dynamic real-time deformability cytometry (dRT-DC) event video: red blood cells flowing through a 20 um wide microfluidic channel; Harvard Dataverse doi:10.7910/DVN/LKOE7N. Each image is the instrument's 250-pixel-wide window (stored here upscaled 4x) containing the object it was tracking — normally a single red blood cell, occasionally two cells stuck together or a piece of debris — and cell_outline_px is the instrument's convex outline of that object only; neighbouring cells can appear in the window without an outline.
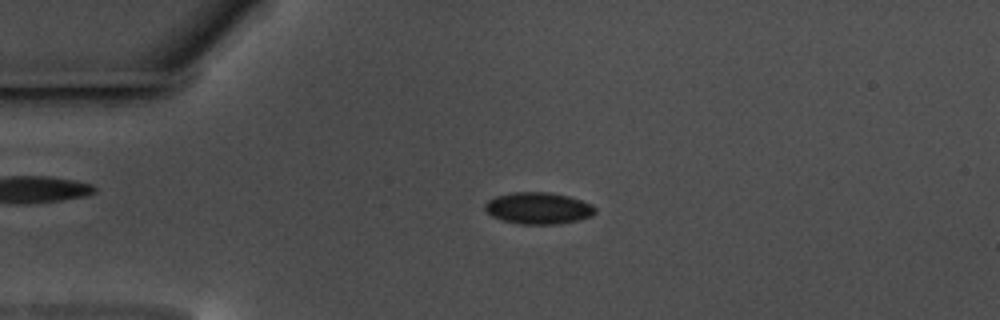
{"species": "common noctule bat (a hibernating species)", "species_latin": "Nyctalus noctula", "temperature_condition": "warm", "stored_images_in_passage": 50, "camera_frame_rate_fps": 3000, "um_per_image_px": 0.085, "animal": {"sex": "male", "body_mass_g": 17.5, "forearm_length_mm": 52.3}, "frame": {"image": 1, "passage_image": 6, "time_ms": 1.667, "image_size_px": [1000, 320], "cell_outline_px": [[596, 212], [592, 216], [576, 220], [556, 224], [520, 224], [500, 220], [492, 216], [484, 208], [484, 204], [488, 200], [496, 196], [512, 192], [552, 192], [568, 196], [592, 204], [596, 208]], "centroid_in_image_um": [45.74, 17.69], "position_along_channel_um": 39.3, "area_um2": 20.4}}
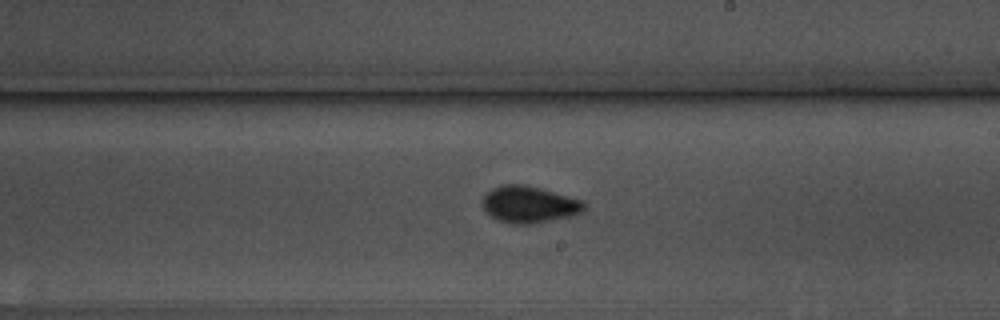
{"frame": {"image": 2, "passage_image": 26, "time_ms": 8.333, "image_size_px": [1000, 320], "cell_outline_px": [[588, 204], [584, 212], [568, 216], [532, 224], [512, 224], [500, 220], [492, 216], [484, 208], [484, 196], [492, 188], [504, 184], [524, 184], [540, 188], [584, 200]], "centroid_in_image_um": [45.05, 17.37], "position_along_channel_um": 244.0, "area_um2": 21.62}}
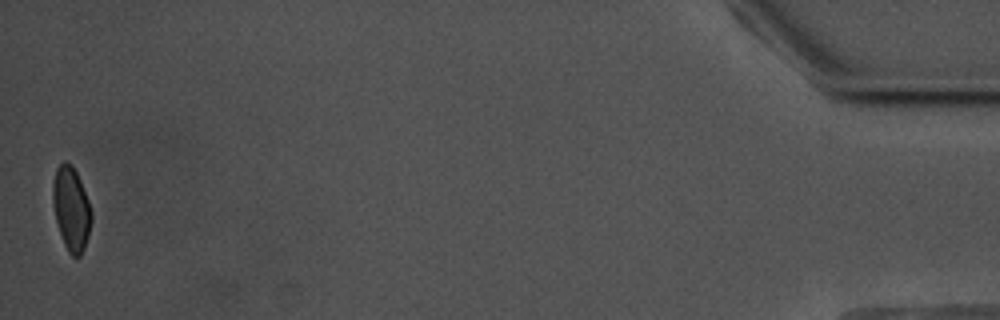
{"frame": {"image": 3, "passage_image": 50, "time_ms": 16.333, "image_size_px": [1000, 320], "cell_outline_px": [[92, 220], [88, 236], [84, 248], [80, 256], [72, 256], [68, 252], [64, 244], [56, 220], [52, 204], [52, 184], [56, 168], [64, 160], [68, 160], [72, 164], [80, 180], [88, 200], [92, 212]], "centroid_in_image_um": [6.04, 17.71], "position_along_channel_um": 429.2, "area_um2": 18.96}, "authors_computed_cell_mechanics": {"area_um2": 20.1144, "velocity_mm_per_s": 3.5159, "shape_relaxation_time_tau1_ms": 4.3556, "shape_relaxation_time_tau2_ms": null, "deformation_change_tau1": 0.0814, "deformation_change_tau2": null}}